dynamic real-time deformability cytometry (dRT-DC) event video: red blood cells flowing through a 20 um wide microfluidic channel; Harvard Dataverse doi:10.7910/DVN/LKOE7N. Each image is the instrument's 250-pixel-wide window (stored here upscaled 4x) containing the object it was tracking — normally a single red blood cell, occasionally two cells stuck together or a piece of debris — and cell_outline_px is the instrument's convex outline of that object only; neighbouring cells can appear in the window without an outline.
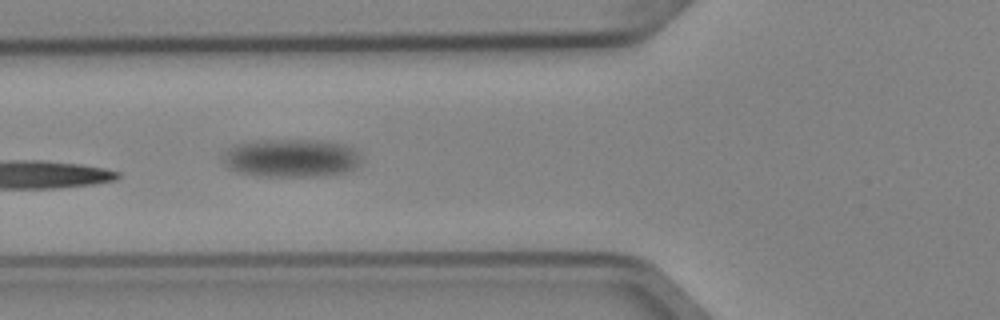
{"species": "Egyptian fruit bat (a non-hibernating species)", "species_latin": "Rousettus aegyptiacus", "temperature_condition": "cold", "stored_images_in_passage": 7, "camera_frame_rate_fps": 3000, "um_per_image_px": 0.085, "animal": {"sex": "female"}, "frame": {"image": 1, "passage_image": 6, "time_ms": 1.667, "image_size_px": [1000, 320], "cell_outline_px": [[360, 160], [356, 168], [344, 172], [312, 176], [256, 176], [236, 172], [228, 168], [224, 160], [224, 152], [228, 148], [236, 144], [256, 140], [324, 140], [344, 144], [356, 148], [360, 152]], "centroid_in_image_um": [24.76, 13.42], "position_along_channel_um": 101.0, "area_um2": 31.04}}
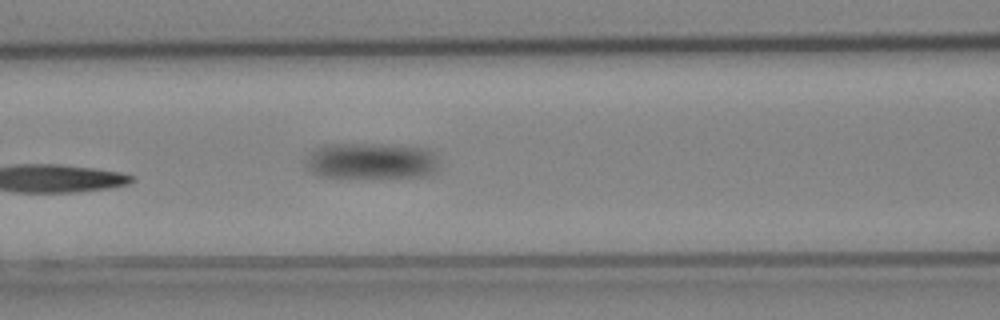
{"frame": {"image": 2, "passage_image": 7, "time_ms": 2.0, "image_size_px": [1000, 320], "cell_outline_px": [[436, 172], [432, 176], [320, 176], [304, 168], [300, 160], [312, 148], [324, 144], [388, 144], [424, 148], [436, 160]], "centroid_in_image_um": [31.38, 13.65], "position_along_channel_um": 135.2, "area_um2": 28.15}}